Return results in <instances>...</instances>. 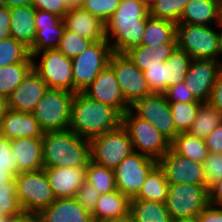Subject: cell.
Returning <instances> with one entry per match:
<instances>
[{"instance_id":"27","label":"cell","mask_w":222,"mask_h":222,"mask_svg":"<svg viewBox=\"0 0 222 222\" xmlns=\"http://www.w3.org/2000/svg\"><path fill=\"white\" fill-rule=\"evenodd\" d=\"M177 43H164V46L140 45L127 51V57L142 71L151 67L161 66L176 49Z\"/></svg>"},{"instance_id":"31","label":"cell","mask_w":222,"mask_h":222,"mask_svg":"<svg viewBox=\"0 0 222 222\" xmlns=\"http://www.w3.org/2000/svg\"><path fill=\"white\" fill-rule=\"evenodd\" d=\"M170 149L183 157L204 163L209 151L204 139L180 132L170 143Z\"/></svg>"},{"instance_id":"64","label":"cell","mask_w":222,"mask_h":222,"mask_svg":"<svg viewBox=\"0 0 222 222\" xmlns=\"http://www.w3.org/2000/svg\"><path fill=\"white\" fill-rule=\"evenodd\" d=\"M4 5V0H0V6Z\"/></svg>"},{"instance_id":"25","label":"cell","mask_w":222,"mask_h":222,"mask_svg":"<svg viewBox=\"0 0 222 222\" xmlns=\"http://www.w3.org/2000/svg\"><path fill=\"white\" fill-rule=\"evenodd\" d=\"M211 22L221 25L222 0H191L185 6L177 24L210 26Z\"/></svg>"},{"instance_id":"62","label":"cell","mask_w":222,"mask_h":222,"mask_svg":"<svg viewBox=\"0 0 222 222\" xmlns=\"http://www.w3.org/2000/svg\"><path fill=\"white\" fill-rule=\"evenodd\" d=\"M219 27L222 28V23H221V25ZM221 54H222V31L220 33V55Z\"/></svg>"},{"instance_id":"18","label":"cell","mask_w":222,"mask_h":222,"mask_svg":"<svg viewBox=\"0 0 222 222\" xmlns=\"http://www.w3.org/2000/svg\"><path fill=\"white\" fill-rule=\"evenodd\" d=\"M47 89L46 83L32 69L8 97L9 109L16 112L32 113Z\"/></svg>"},{"instance_id":"2","label":"cell","mask_w":222,"mask_h":222,"mask_svg":"<svg viewBox=\"0 0 222 222\" xmlns=\"http://www.w3.org/2000/svg\"><path fill=\"white\" fill-rule=\"evenodd\" d=\"M121 123L122 115L115 108L93 100L83 92L75 93L69 129L81 138L91 140L115 130Z\"/></svg>"},{"instance_id":"26","label":"cell","mask_w":222,"mask_h":222,"mask_svg":"<svg viewBox=\"0 0 222 222\" xmlns=\"http://www.w3.org/2000/svg\"><path fill=\"white\" fill-rule=\"evenodd\" d=\"M10 13L11 36L30 50L36 34V9L32 5L18 6L10 8Z\"/></svg>"},{"instance_id":"48","label":"cell","mask_w":222,"mask_h":222,"mask_svg":"<svg viewBox=\"0 0 222 222\" xmlns=\"http://www.w3.org/2000/svg\"><path fill=\"white\" fill-rule=\"evenodd\" d=\"M31 5L35 9L48 11L60 16L62 19L69 8L64 3V0H31Z\"/></svg>"},{"instance_id":"32","label":"cell","mask_w":222,"mask_h":222,"mask_svg":"<svg viewBox=\"0 0 222 222\" xmlns=\"http://www.w3.org/2000/svg\"><path fill=\"white\" fill-rule=\"evenodd\" d=\"M222 123V113L209 102H202L198 114L187 131L191 136L205 139Z\"/></svg>"},{"instance_id":"39","label":"cell","mask_w":222,"mask_h":222,"mask_svg":"<svg viewBox=\"0 0 222 222\" xmlns=\"http://www.w3.org/2000/svg\"><path fill=\"white\" fill-rule=\"evenodd\" d=\"M65 30L63 19L53 28L36 30L33 47L30 49V55L46 49H57L60 45L61 37Z\"/></svg>"},{"instance_id":"56","label":"cell","mask_w":222,"mask_h":222,"mask_svg":"<svg viewBox=\"0 0 222 222\" xmlns=\"http://www.w3.org/2000/svg\"><path fill=\"white\" fill-rule=\"evenodd\" d=\"M190 1L191 0H173V2H174V22L176 24L178 23L185 6Z\"/></svg>"},{"instance_id":"17","label":"cell","mask_w":222,"mask_h":222,"mask_svg":"<svg viewBox=\"0 0 222 222\" xmlns=\"http://www.w3.org/2000/svg\"><path fill=\"white\" fill-rule=\"evenodd\" d=\"M89 98L115 108L121 115L130 109L113 69L108 65L83 91Z\"/></svg>"},{"instance_id":"15","label":"cell","mask_w":222,"mask_h":222,"mask_svg":"<svg viewBox=\"0 0 222 222\" xmlns=\"http://www.w3.org/2000/svg\"><path fill=\"white\" fill-rule=\"evenodd\" d=\"M168 184H206L204 164L188 159L169 149L157 162Z\"/></svg>"},{"instance_id":"36","label":"cell","mask_w":222,"mask_h":222,"mask_svg":"<svg viewBox=\"0 0 222 222\" xmlns=\"http://www.w3.org/2000/svg\"><path fill=\"white\" fill-rule=\"evenodd\" d=\"M30 50L12 36L0 40V68L20 62H33Z\"/></svg>"},{"instance_id":"4","label":"cell","mask_w":222,"mask_h":222,"mask_svg":"<svg viewBox=\"0 0 222 222\" xmlns=\"http://www.w3.org/2000/svg\"><path fill=\"white\" fill-rule=\"evenodd\" d=\"M75 93L48 88L32 112L44 132L70 128L71 106Z\"/></svg>"},{"instance_id":"51","label":"cell","mask_w":222,"mask_h":222,"mask_svg":"<svg viewBox=\"0 0 222 222\" xmlns=\"http://www.w3.org/2000/svg\"><path fill=\"white\" fill-rule=\"evenodd\" d=\"M198 222H222V207L208 204L203 211L197 215Z\"/></svg>"},{"instance_id":"46","label":"cell","mask_w":222,"mask_h":222,"mask_svg":"<svg viewBox=\"0 0 222 222\" xmlns=\"http://www.w3.org/2000/svg\"><path fill=\"white\" fill-rule=\"evenodd\" d=\"M149 15L174 22L173 0H150Z\"/></svg>"},{"instance_id":"24","label":"cell","mask_w":222,"mask_h":222,"mask_svg":"<svg viewBox=\"0 0 222 222\" xmlns=\"http://www.w3.org/2000/svg\"><path fill=\"white\" fill-rule=\"evenodd\" d=\"M130 199L119 190L101 194L92 214L94 222H114L129 218Z\"/></svg>"},{"instance_id":"35","label":"cell","mask_w":222,"mask_h":222,"mask_svg":"<svg viewBox=\"0 0 222 222\" xmlns=\"http://www.w3.org/2000/svg\"><path fill=\"white\" fill-rule=\"evenodd\" d=\"M192 58L183 50L176 47L171 53L166 65V89L183 82Z\"/></svg>"},{"instance_id":"49","label":"cell","mask_w":222,"mask_h":222,"mask_svg":"<svg viewBox=\"0 0 222 222\" xmlns=\"http://www.w3.org/2000/svg\"><path fill=\"white\" fill-rule=\"evenodd\" d=\"M62 18L58 15L50 13L48 11H43L40 9H36L35 15V26L36 30H43L47 28L55 27Z\"/></svg>"},{"instance_id":"29","label":"cell","mask_w":222,"mask_h":222,"mask_svg":"<svg viewBox=\"0 0 222 222\" xmlns=\"http://www.w3.org/2000/svg\"><path fill=\"white\" fill-rule=\"evenodd\" d=\"M129 219L131 222H171L165 203L149 200H130Z\"/></svg>"},{"instance_id":"43","label":"cell","mask_w":222,"mask_h":222,"mask_svg":"<svg viewBox=\"0 0 222 222\" xmlns=\"http://www.w3.org/2000/svg\"><path fill=\"white\" fill-rule=\"evenodd\" d=\"M147 86L151 93H164L166 91V65L151 67L143 72Z\"/></svg>"},{"instance_id":"11","label":"cell","mask_w":222,"mask_h":222,"mask_svg":"<svg viewBox=\"0 0 222 222\" xmlns=\"http://www.w3.org/2000/svg\"><path fill=\"white\" fill-rule=\"evenodd\" d=\"M42 56L37 65L33 60V69L39 74L48 88L64 89L73 92L72 59L58 49H46L35 53L32 58Z\"/></svg>"},{"instance_id":"58","label":"cell","mask_w":222,"mask_h":222,"mask_svg":"<svg viewBox=\"0 0 222 222\" xmlns=\"http://www.w3.org/2000/svg\"><path fill=\"white\" fill-rule=\"evenodd\" d=\"M9 110V100L8 97L0 93V117Z\"/></svg>"},{"instance_id":"54","label":"cell","mask_w":222,"mask_h":222,"mask_svg":"<svg viewBox=\"0 0 222 222\" xmlns=\"http://www.w3.org/2000/svg\"><path fill=\"white\" fill-rule=\"evenodd\" d=\"M209 204L222 207V179L214 182L208 188Z\"/></svg>"},{"instance_id":"22","label":"cell","mask_w":222,"mask_h":222,"mask_svg":"<svg viewBox=\"0 0 222 222\" xmlns=\"http://www.w3.org/2000/svg\"><path fill=\"white\" fill-rule=\"evenodd\" d=\"M65 28L93 42L106 39L105 25L82 7L69 8L63 17Z\"/></svg>"},{"instance_id":"45","label":"cell","mask_w":222,"mask_h":222,"mask_svg":"<svg viewBox=\"0 0 222 222\" xmlns=\"http://www.w3.org/2000/svg\"><path fill=\"white\" fill-rule=\"evenodd\" d=\"M100 193L92 185L86 181L82 184L81 188L75 194L74 198L79 202L87 211L93 212L100 197Z\"/></svg>"},{"instance_id":"41","label":"cell","mask_w":222,"mask_h":222,"mask_svg":"<svg viewBox=\"0 0 222 222\" xmlns=\"http://www.w3.org/2000/svg\"><path fill=\"white\" fill-rule=\"evenodd\" d=\"M119 3L120 0H83L81 7L105 24L117 9Z\"/></svg>"},{"instance_id":"38","label":"cell","mask_w":222,"mask_h":222,"mask_svg":"<svg viewBox=\"0 0 222 222\" xmlns=\"http://www.w3.org/2000/svg\"><path fill=\"white\" fill-rule=\"evenodd\" d=\"M16 174V157L11 151V140L0 135V186L13 184Z\"/></svg>"},{"instance_id":"34","label":"cell","mask_w":222,"mask_h":222,"mask_svg":"<svg viewBox=\"0 0 222 222\" xmlns=\"http://www.w3.org/2000/svg\"><path fill=\"white\" fill-rule=\"evenodd\" d=\"M85 181L97 189L100 194L117 190L114 171L98 165L92 160L86 166Z\"/></svg>"},{"instance_id":"9","label":"cell","mask_w":222,"mask_h":222,"mask_svg":"<svg viewBox=\"0 0 222 222\" xmlns=\"http://www.w3.org/2000/svg\"><path fill=\"white\" fill-rule=\"evenodd\" d=\"M209 204L206 184H169L165 206L171 220L195 217Z\"/></svg>"},{"instance_id":"20","label":"cell","mask_w":222,"mask_h":222,"mask_svg":"<svg viewBox=\"0 0 222 222\" xmlns=\"http://www.w3.org/2000/svg\"><path fill=\"white\" fill-rule=\"evenodd\" d=\"M55 199L72 198L85 182L86 167L43 168Z\"/></svg>"},{"instance_id":"47","label":"cell","mask_w":222,"mask_h":222,"mask_svg":"<svg viewBox=\"0 0 222 222\" xmlns=\"http://www.w3.org/2000/svg\"><path fill=\"white\" fill-rule=\"evenodd\" d=\"M163 94L168 103L200 102L194 98L184 81L167 88Z\"/></svg>"},{"instance_id":"53","label":"cell","mask_w":222,"mask_h":222,"mask_svg":"<svg viewBox=\"0 0 222 222\" xmlns=\"http://www.w3.org/2000/svg\"><path fill=\"white\" fill-rule=\"evenodd\" d=\"M10 8L0 6V40L11 36L10 33Z\"/></svg>"},{"instance_id":"44","label":"cell","mask_w":222,"mask_h":222,"mask_svg":"<svg viewBox=\"0 0 222 222\" xmlns=\"http://www.w3.org/2000/svg\"><path fill=\"white\" fill-rule=\"evenodd\" d=\"M203 164L206 185L209 188L214 182L222 179V153H209Z\"/></svg>"},{"instance_id":"55","label":"cell","mask_w":222,"mask_h":222,"mask_svg":"<svg viewBox=\"0 0 222 222\" xmlns=\"http://www.w3.org/2000/svg\"><path fill=\"white\" fill-rule=\"evenodd\" d=\"M8 222H37V213L21 211L18 215L11 216Z\"/></svg>"},{"instance_id":"33","label":"cell","mask_w":222,"mask_h":222,"mask_svg":"<svg viewBox=\"0 0 222 222\" xmlns=\"http://www.w3.org/2000/svg\"><path fill=\"white\" fill-rule=\"evenodd\" d=\"M34 62H20L0 68V93L9 97L33 69Z\"/></svg>"},{"instance_id":"6","label":"cell","mask_w":222,"mask_h":222,"mask_svg":"<svg viewBox=\"0 0 222 222\" xmlns=\"http://www.w3.org/2000/svg\"><path fill=\"white\" fill-rule=\"evenodd\" d=\"M177 47L192 59L217 61L220 55V32L210 26L177 24Z\"/></svg>"},{"instance_id":"16","label":"cell","mask_w":222,"mask_h":222,"mask_svg":"<svg viewBox=\"0 0 222 222\" xmlns=\"http://www.w3.org/2000/svg\"><path fill=\"white\" fill-rule=\"evenodd\" d=\"M221 69L219 61L192 59L184 82L196 100L208 102Z\"/></svg>"},{"instance_id":"14","label":"cell","mask_w":222,"mask_h":222,"mask_svg":"<svg viewBox=\"0 0 222 222\" xmlns=\"http://www.w3.org/2000/svg\"><path fill=\"white\" fill-rule=\"evenodd\" d=\"M109 66L113 69L125 101L131 106L138 99L151 94L143 72L126 54H111Z\"/></svg>"},{"instance_id":"23","label":"cell","mask_w":222,"mask_h":222,"mask_svg":"<svg viewBox=\"0 0 222 222\" xmlns=\"http://www.w3.org/2000/svg\"><path fill=\"white\" fill-rule=\"evenodd\" d=\"M15 154L17 174L43 169L42 137H24L11 140Z\"/></svg>"},{"instance_id":"5","label":"cell","mask_w":222,"mask_h":222,"mask_svg":"<svg viewBox=\"0 0 222 222\" xmlns=\"http://www.w3.org/2000/svg\"><path fill=\"white\" fill-rule=\"evenodd\" d=\"M121 125L129 134L134 151L157 162L170 149V141L146 120L136 116L132 110L122 115Z\"/></svg>"},{"instance_id":"28","label":"cell","mask_w":222,"mask_h":222,"mask_svg":"<svg viewBox=\"0 0 222 222\" xmlns=\"http://www.w3.org/2000/svg\"><path fill=\"white\" fill-rule=\"evenodd\" d=\"M176 23L147 15V23L141 45L164 46V43H177Z\"/></svg>"},{"instance_id":"7","label":"cell","mask_w":222,"mask_h":222,"mask_svg":"<svg viewBox=\"0 0 222 222\" xmlns=\"http://www.w3.org/2000/svg\"><path fill=\"white\" fill-rule=\"evenodd\" d=\"M113 50L107 39L93 42L80 55L72 58L73 93L83 92L109 65Z\"/></svg>"},{"instance_id":"3","label":"cell","mask_w":222,"mask_h":222,"mask_svg":"<svg viewBox=\"0 0 222 222\" xmlns=\"http://www.w3.org/2000/svg\"><path fill=\"white\" fill-rule=\"evenodd\" d=\"M42 157L43 168L86 167L91 160L90 140L70 129L44 132Z\"/></svg>"},{"instance_id":"61","label":"cell","mask_w":222,"mask_h":222,"mask_svg":"<svg viewBox=\"0 0 222 222\" xmlns=\"http://www.w3.org/2000/svg\"><path fill=\"white\" fill-rule=\"evenodd\" d=\"M11 216L0 213V222H8Z\"/></svg>"},{"instance_id":"1","label":"cell","mask_w":222,"mask_h":222,"mask_svg":"<svg viewBox=\"0 0 222 222\" xmlns=\"http://www.w3.org/2000/svg\"><path fill=\"white\" fill-rule=\"evenodd\" d=\"M148 14L149 1L120 0L117 9L104 24L105 37L113 52L125 54L141 45Z\"/></svg>"},{"instance_id":"10","label":"cell","mask_w":222,"mask_h":222,"mask_svg":"<svg viewBox=\"0 0 222 222\" xmlns=\"http://www.w3.org/2000/svg\"><path fill=\"white\" fill-rule=\"evenodd\" d=\"M133 151L129 134L122 125L90 140L91 160L108 169L114 170Z\"/></svg>"},{"instance_id":"13","label":"cell","mask_w":222,"mask_h":222,"mask_svg":"<svg viewBox=\"0 0 222 222\" xmlns=\"http://www.w3.org/2000/svg\"><path fill=\"white\" fill-rule=\"evenodd\" d=\"M130 110L154 125L170 142L179 134L172 118L170 104L162 93H151L138 99L130 106Z\"/></svg>"},{"instance_id":"37","label":"cell","mask_w":222,"mask_h":222,"mask_svg":"<svg viewBox=\"0 0 222 222\" xmlns=\"http://www.w3.org/2000/svg\"><path fill=\"white\" fill-rule=\"evenodd\" d=\"M202 102H176L169 103L172 113V118L176 127V130L180 132H187L200 109Z\"/></svg>"},{"instance_id":"40","label":"cell","mask_w":222,"mask_h":222,"mask_svg":"<svg viewBox=\"0 0 222 222\" xmlns=\"http://www.w3.org/2000/svg\"><path fill=\"white\" fill-rule=\"evenodd\" d=\"M92 43V40L80 37L74 32L65 28L63 36L60 40V45L57 49L66 57L72 59L73 57L80 55Z\"/></svg>"},{"instance_id":"52","label":"cell","mask_w":222,"mask_h":222,"mask_svg":"<svg viewBox=\"0 0 222 222\" xmlns=\"http://www.w3.org/2000/svg\"><path fill=\"white\" fill-rule=\"evenodd\" d=\"M208 102L222 113V69L218 73Z\"/></svg>"},{"instance_id":"57","label":"cell","mask_w":222,"mask_h":222,"mask_svg":"<svg viewBox=\"0 0 222 222\" xmlns=\"http://www.w3.org/2000/svg\"><path fill=\"white\" fill-rule=\"evenodd\" d=\"M4 5L9 8L31 5V0H4Z\"/></svg>"},{"instance_id":"50","label":"cell","mask_w":222,"mask_h":222,"mask_svg":"<svg viewBox=\"0 0 222 222\" xmlns=\"http://www.w3.org/2000/svg\"><path fill=\"white\" fill-rule=\"evenodd\" d=\"M204 142L209 153H222V123L204 139Z\"/></svg>"},{"instance_id":"19","label":"cell","mask_w":222,"mask_h":222,"mask_svg":"<svg viewBox=\"0 0 222 222\" xmlns=\"http://www.w3.org/2000/svg\"><path fill=\"white\" fill-rule=\"evenodd\" d=\"M37 222H94L92 214L74 197L55 199L37 213Z\"/></svg>"},{"instance_id":"42","label":"cell","mask_w":222,"mask_h":222,"mask_svg":"<svg viewBox=\"0 0 222 222\" xmlns=\"http://www.w3.org/2000/svg\"><path fill=\"white\" fill-rule=\"evenodd\" d=\"M22 211L17 197H16V185L5 184L0 186V213L15 216Z\"/></svg>"},{"instance_id":"21","label":"cell","mask_w":222,"mask_h":222,"mask_svg":"<svg viewBox=\"0 0 222 222\" xmlns=\"http://www.w3.org/2000/svg\"><path fill=\"white\" fill-rule=\"evenodd\" d=\"M44 131L32 113L7 110L0 117V135L9 140L24 137H43Z\"/></svg>"},{"instance_id":"8","label":"cell","mask_w":222,"mask_h":222,"mask_svg":"<svg viewBox=\"0 0 222 222\" xmlns=\"http://www.w3.org/2000/svg\"><path fill=\"white\" fill-rule=\"evenodd\" d=\"M14 182L22 211L38 213L55 200L44 169L20 172Z\"/></svg>"},{"instance_id":"63","label":"cell","mask_w":222,"mask_h":222,"mask_svg":"<svg viewBox=\"0 0 222 222\" xmlns=\"http://www.w3.org/2000/svg\"><path fill=\"white\" fill-rule=\"evenodd\" d=\"M114 222H131L130 219L122 220V221H114Z\"/></svg>"},{"instance_id":"59","label":"cell","mask_w":222,"mask_h":222,"mask_svg":"<svg viewBox=\"0 0 222 222\" xmlns=\"http://www.w3.org/2000/svg\"><path fill=\"white\" fill-rule=\"evenodd\" d=\"M64 3L68 8L81 7L83 0H64Z\"/></svg>"},{"instance_id":"30","label":"cell","mask_w":222,"mask_h":222,"mask_svg":"<svg viewBox=\"0 0 222 222\" xmlns=\"http://www.w3.org/2000/svg\"><path fill=\"white\" fill-rule=\"evenodd\" d=\"M168 182L158 163L147 174L144 184L133 199L165 203L168 196Z\"/></svg>"},{"instance_id":"12","label":"cell","mask_w":222,"mask_h":222,"mask_svg":"<svg viewBox=\"0 0 222 222\" xmlns=\"http://www.w3.org/2000/svg\"><path fill=\"white\" fill-rule=\"evenodd\" d=\"M156 164L155 159L133 151L113 170L117 190L130 200L135 198Z\"/></svg>"},{"instance_id":"60","label":"cell","mask_w":222,"mask_h":222,"mask_svg":"<svg viewBox=\"0 0 222 222\" xmlns=\"http://www.w3.org/2000/svg\"><path fill=\"white\" fill-rule=\"evenodd\" d=\"M171 222H198V221H197V216H195V217L178 218L171 220Z\"/></svg>"}]
</instances>
